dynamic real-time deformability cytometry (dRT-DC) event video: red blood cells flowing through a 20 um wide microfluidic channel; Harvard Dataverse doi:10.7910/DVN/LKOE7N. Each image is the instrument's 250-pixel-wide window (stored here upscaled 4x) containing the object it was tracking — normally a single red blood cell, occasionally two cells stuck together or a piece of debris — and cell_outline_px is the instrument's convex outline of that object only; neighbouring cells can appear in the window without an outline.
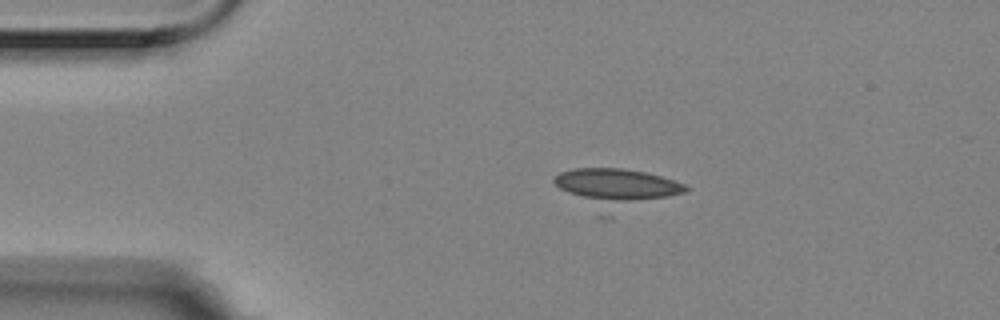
{"species": "Egyptian fruit bat (a non-hibernating species)", "species_latin": "Rousettus aegyptiacus", "temperature_condition": "room temperature", "stored_images_in_passage": 4, "camera_frame_rate_fps": 3000, "um_per_image_px": 0.085, "animal": {"sex": "female"}, "frame": {"image": 1, "passage_image": 2, "time_ms": 0.333, "image_size_px": [1000, 320], "cell_outline_px": [[688, 192], [608, 220], [600, 220], [560, 188], [552, 180], [560, 172], [576, 168], [620, 168], [644, 172], [660, 176], [684, 184], [688, 188]], "centroid_in_image_um": [52.39, 16.14], "position_along_channel_um": 32.6, "area_um2": 31.96}}
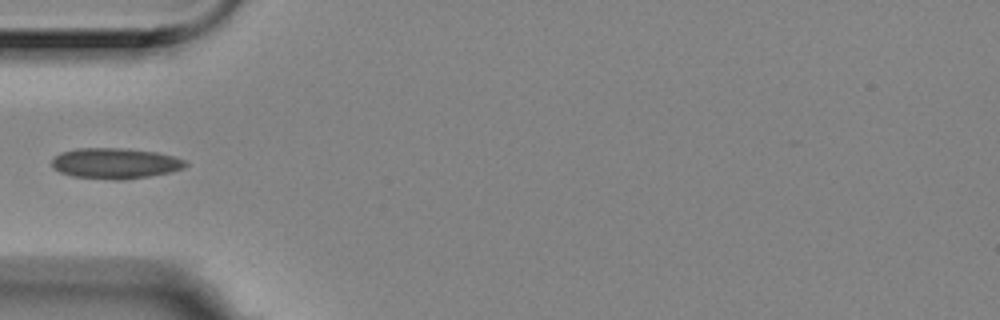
{"frame": {"image": 2, "passage_image": 4, "time_ms": 1.0, "image_size_px": [1000, 320], "cell_outline_px": [[188, 164], [184, 168], [172, 172], [124, 180], [112, 180], [72, 176], [60, 172], [52, 168], [52, 160], [60, 152], [76, 148], [128, 148], [156, 152], [172, 156], [184, 160]], "centroid_in_image_um": [9.78, 13.88], "position_along_channel_um": 75.2, "area_um2": 24.04}}